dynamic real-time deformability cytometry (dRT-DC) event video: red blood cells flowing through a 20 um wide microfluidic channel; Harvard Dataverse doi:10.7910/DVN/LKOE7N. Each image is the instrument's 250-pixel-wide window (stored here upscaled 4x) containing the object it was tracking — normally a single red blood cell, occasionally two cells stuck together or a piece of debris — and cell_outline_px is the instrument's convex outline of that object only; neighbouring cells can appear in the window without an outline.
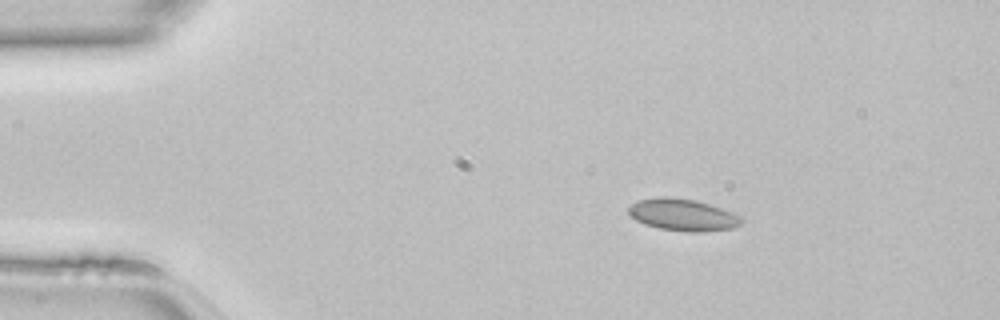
{"species": "common noctule bat (a hibernating species)", "species_latin": "Nyctalus noctula", "temperature_condition": "room temperature", "stored_images_in_passage": 40, "camera_frame_rate_fps": 3000, "um_per_image_px": 0.085, "animal": {"sex": "female", "body_mass_g": 22.7, "forearm_length_mm": 54.2}, "frame": {"image": 1, "passage_image": 1, "time_ms": 0.0, "image_size_px": [1000, 320], "cell_outline_px": [[744, 220], [740, 224], [732, 228], [700, 232], [688, 232], [660, 228], [644, 224], [636, 220], [628, 212], [628, 208], [636, 200], [660, 196], [672, 196], [696, 200], [732, 212], [740, 216]], "centroid_in_image_um": [58.02, 18.25], "position_along_channel_um": 27.0, "area_um2": 21.04}}
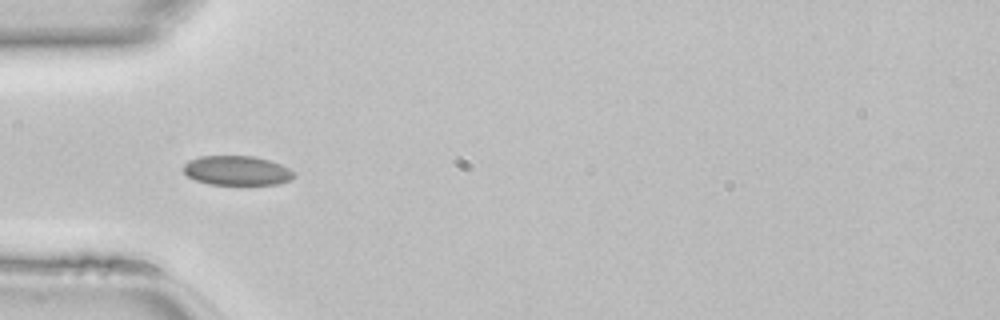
{"frame": {"image": 2, "passage_image": 8, "time_ms": 2.333, "image_size_px": [1000, 320], "cell_outline_px": [[296, 176], [288, 180], [276, 184], [208, 184], [196, 180], [188, 176], [180, 168], [188, 160], [200, 156], [252, 156], [268, 160], [280, 164], [296, 172]], "centroid_in_image_um": [20.1, 14.49], "position_along_channel_um": 64.9, "area_um2": 18.96}}
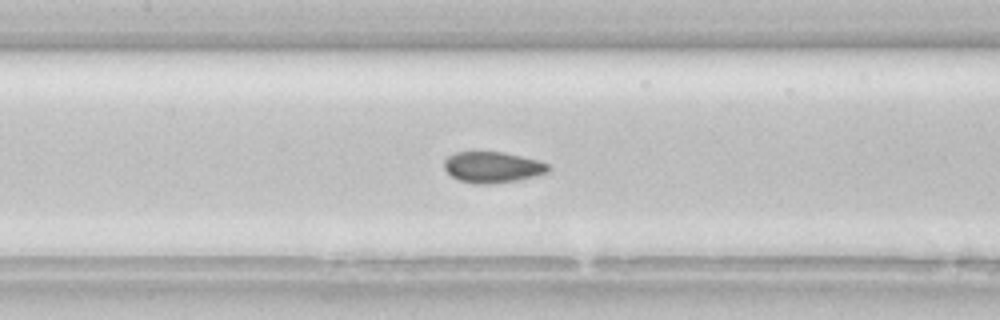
{"frame": {"image": 3, "passage_image": 15, "time_ms": 4.667, "image_size_px": [1000, 320], "cell_outline_px": [[552, 168], [548, 172], [536, 176], [516, 180], [488, 184], [476, 184], [460, 180], [452, 176], [444, 168], [444, 160], [448, 156], [456, 152], [504, 152], [540, 160], [548, 164]], "centroid_in_image_um": [41.9, 14.2], "position_along_channel_um": 165.5, "area_um2": 18.84}}